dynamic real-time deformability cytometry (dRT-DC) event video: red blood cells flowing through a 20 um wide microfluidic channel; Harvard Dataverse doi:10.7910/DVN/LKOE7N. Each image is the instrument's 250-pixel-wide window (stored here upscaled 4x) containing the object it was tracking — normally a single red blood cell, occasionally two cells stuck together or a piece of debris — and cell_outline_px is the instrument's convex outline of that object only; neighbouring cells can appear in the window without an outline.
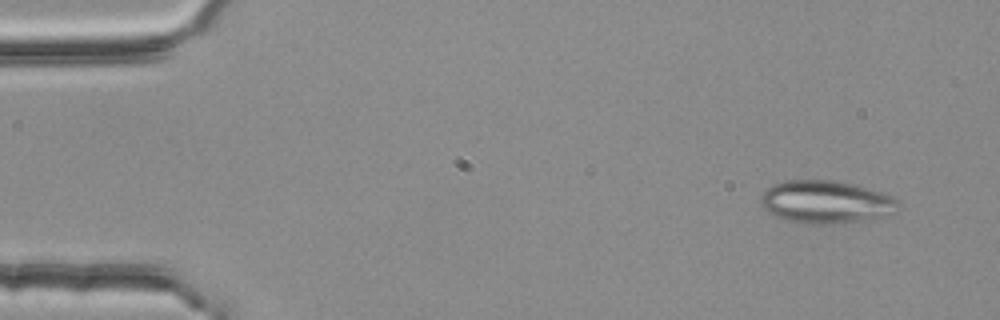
{"species": "common noctule bat (a hibernating species)", "species_latin": "Nyctalus noctula", "temperature_condition": "room temperature", "stored_images_in_passage": 5, "camera_frame_rate_fps": 3000, "um_per_image_px": 0.085, "animal": {"sex": "female", "body_mass_g": 25.1}, "frame": {"image": 1, "passage_image": 1, "time_ms": 0.0, "image_size_px": [1000, 320], "cell_outline_px": [[900, 208], [896, 212], [888, 216], [864, 220], [824, 224], [816, 224], [788, 220], [776, 216], [768, 212], [760, 204], [760, 196], [772, 184], [784, 180], [832, 180], [864, 188], [892, 196], [900, 204]], "centroid_in_image_um": [70.19, 17.17], "position_along_channel_um": 14.8, "area_um2": 33.93}}